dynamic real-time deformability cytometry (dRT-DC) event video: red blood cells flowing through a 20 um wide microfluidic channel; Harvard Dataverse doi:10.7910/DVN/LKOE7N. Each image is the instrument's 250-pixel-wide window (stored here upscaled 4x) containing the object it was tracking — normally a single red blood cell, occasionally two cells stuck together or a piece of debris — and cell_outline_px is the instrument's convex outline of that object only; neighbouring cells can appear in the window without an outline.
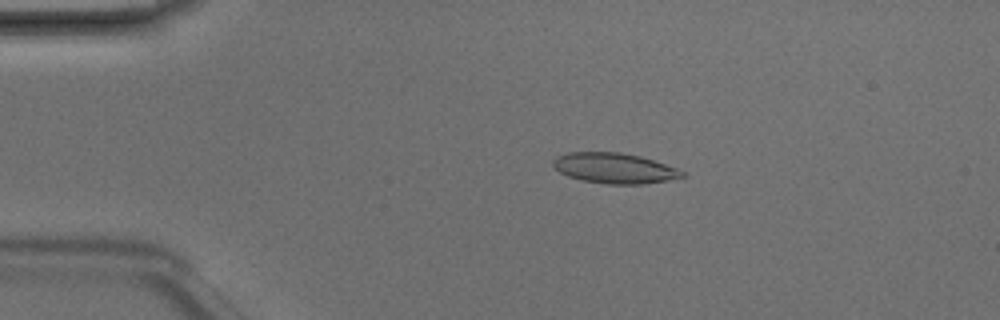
{"species": "Egyptian fruit bat (a non-hibernating species)", "species_latin": "Rousettus aegyptiacus", "temperature_condition": "room temperature", "stored_images_in_passage": 5, "camera_frame_rate_fps": 3000, "um_per_image_px": 0.085, "animal": {"sex": "male"}, "frame": {"image": 1, "passage_image": 3, "time_ms": 0.667, "image_size_px": [1000, 320], "cell_outline_px": [[684, 176], [668, 180], [644, 184], [608, 184], [580, 180], [568, 176], [560, 172], [552, 164], [552, 160], [556, 156], [568, 152], [620, 152], [640, 156], [676, 168], [684, 172]], "centroid_in_image_um": [52.18, 14.29], "position_along_channel_um": 32.8, "area_um2": 22.77}}